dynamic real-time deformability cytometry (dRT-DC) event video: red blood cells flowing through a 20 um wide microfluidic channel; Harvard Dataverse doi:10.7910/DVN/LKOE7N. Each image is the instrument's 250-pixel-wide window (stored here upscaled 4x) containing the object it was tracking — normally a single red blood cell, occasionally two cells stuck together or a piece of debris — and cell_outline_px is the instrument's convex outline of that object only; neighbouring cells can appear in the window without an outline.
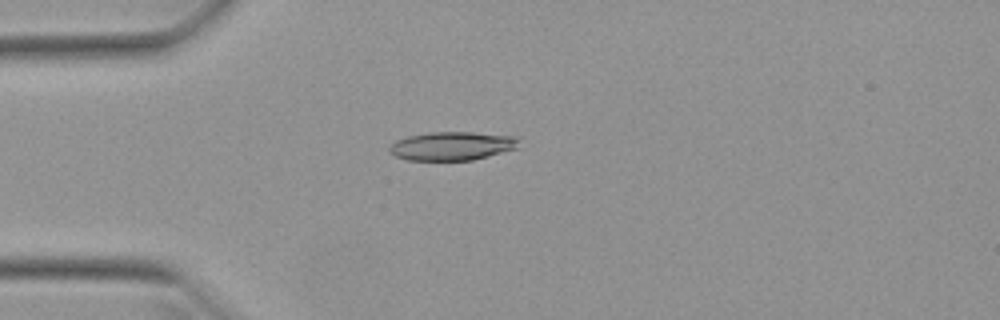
{"species": "Egyptian fruit bat (a non-hibernating species)", "species_latin": "Rousettus aegyptiacus", "temperature_condition": "warm", "stored_images_in_passage": 46, "camera_frame_rate_fps": 3000, "um_per_image_px": 0.085, "animal": {"sex": "female"}, "frame": {"image": 1, "passage_image": 8, "time_ms": 2.333, "image_size_px": [1000, 320], "cell_outline_px": [[520, 148], [472, 160], [408, 160], [396, 156], [388, 152], [388, 148], [396, 140], [408, 136], [432, 132], [472, 132], [520, 136]], "centroid_in_image_um": [38.5, 12.4], "position_along_channel_um": 46.5, "area_um2": 21.85}}
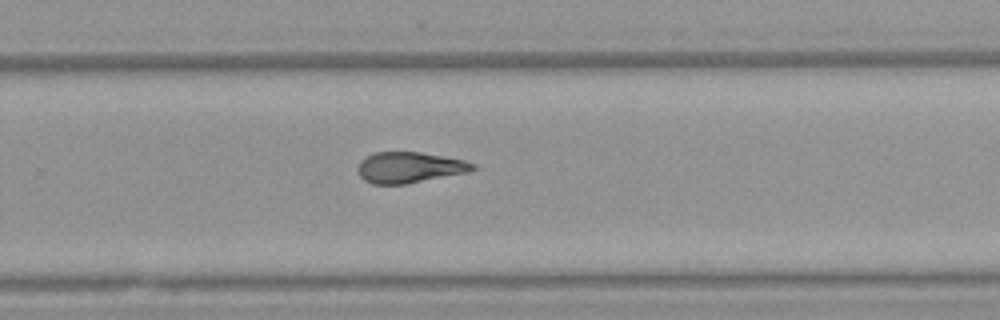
{"frame": {"image": 2, "passage_image": 28, "time_ms": 9.0, "image_size_px": [1000, 320], "cell_outline_px": [[476, 168], [468, 172], [408, 184], [372, 184], [364, 180], [360, 176], [356, 168], [360, 160], [376, 152], [420, 152], [464, 160], [476, 164]], "centroid_in_image_um": [34.79, 14.24], "position_along_channel_um": 295.0, "area_um2": 20.75}}
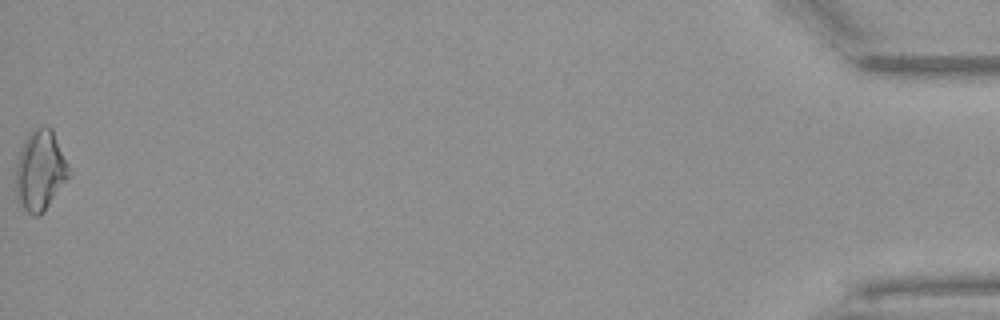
{"frame": {"image": 3, "passage_image": 46, "time_ms": 15.0, "image_size_px": [1000, 320], "cell_outline_px": [[72, 176], [44, 212], [40, 216], [32, 216], [16, 200], [16, 164], [20, 148], [24, 140], [36, 128], [44, 124], [48, 124], [52, 128], [68, 164]], "centroid_in_image_um": [3.44, 14.51], "position_along_channel_um": 431.8, "area_um2": 25.37}, "authors_computed_cell_mechanics": {"area_um2": 21.5016, "velocity_mm_per_s": 3.9709, "shape_relaxation_time_tau1_ms": null, "shape_relaxation_time_tau2_ms": 2.2217, "deformation_change_tau1": null, "deformation_change_tau2": 0.09}}